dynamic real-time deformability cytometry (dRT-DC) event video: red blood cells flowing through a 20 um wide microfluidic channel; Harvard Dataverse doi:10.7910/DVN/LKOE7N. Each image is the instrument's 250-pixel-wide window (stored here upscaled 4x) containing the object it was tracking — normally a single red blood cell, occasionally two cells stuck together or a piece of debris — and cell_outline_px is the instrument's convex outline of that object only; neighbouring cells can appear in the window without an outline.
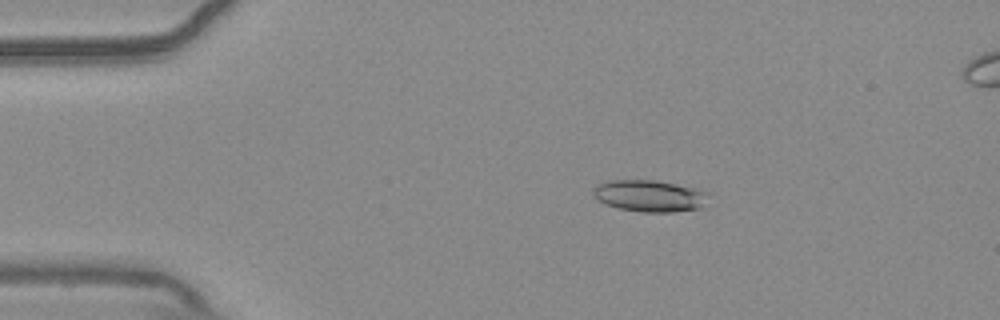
{"species": "common noctule bat (a hibernating species)", "species_latin": "Nyctalus noctula", "temperature_condition": "warm", "stored_images_in_passage": 56, "segment_of_instrument_passage": [1, 2], "camera_frame_rate_fps": 3000, "um_per_image_px": 0.085, "animal": {"sex": "male", "body_mass_g": 20.4}, "frame": {"image": 1, "passage_image": 10, "time_ms": 3.0, "image_size_px": [1000, 320], "cell_outline_px": [[708, 192], [700, 208], [672, 212], [640, 212], [620, 208], [604, 204], [592, 192], [592, 188], [596, 184], [608, 180], [656, 180], [692, 188]], "centroid_in_image_um": [55.14, 16.64], "position_along_channel_um": 29.9, "area_um2": 20.98}}
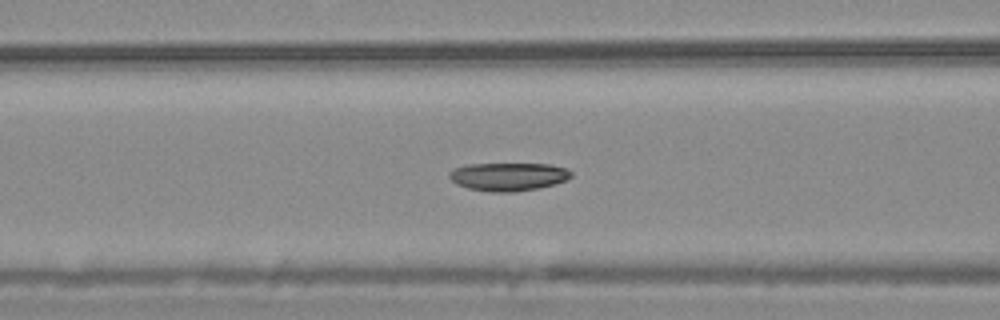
{"frame": {"image": 2, "passage_image": 22, "time_ms": 7.0, "image_size_px": [1000, 320], "cell_outline_px": [[572, 176], [556, 184], [540, 188], [512, 192], [492, 192], [468, 188], [456, 184], [448, 176], [448, 172], [452, 168], [468, 164], [548, 164], [568, 168], [572, 172]], "centroid_in_image_um": [43.2, 15.01], "position_along_channel_um": 123.4, "area_um2": 20.17}}
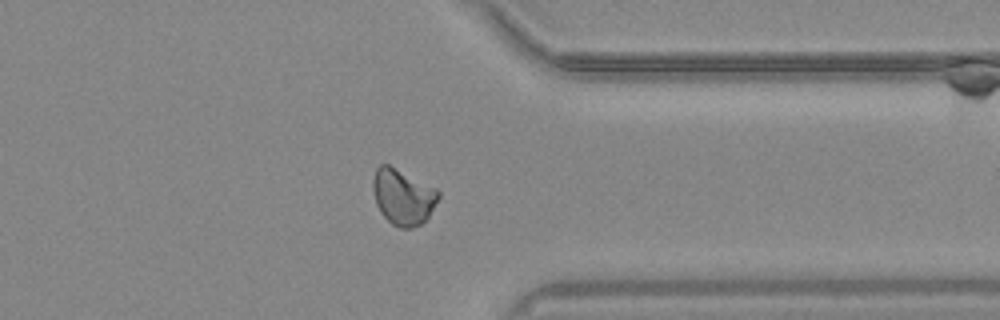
{"frame": {"image": 3, "passage_image": 43, "time_ms": 14.0, "image_size_px": [1000, 320], "cell_outline_px": [[440, 196], [428, 216], [420, 224], [412, 228], [400, 228], [392, 224], [380, 212], [376, 204], [372, 188], [372, 180], [376, 168], [380, 164], [388, 164], [436, 188], [440, 192]], "centroid_in_image_um": [34.23, 16.72], "position_along_channel_um": 377.2, "area_um2": 21.21}}